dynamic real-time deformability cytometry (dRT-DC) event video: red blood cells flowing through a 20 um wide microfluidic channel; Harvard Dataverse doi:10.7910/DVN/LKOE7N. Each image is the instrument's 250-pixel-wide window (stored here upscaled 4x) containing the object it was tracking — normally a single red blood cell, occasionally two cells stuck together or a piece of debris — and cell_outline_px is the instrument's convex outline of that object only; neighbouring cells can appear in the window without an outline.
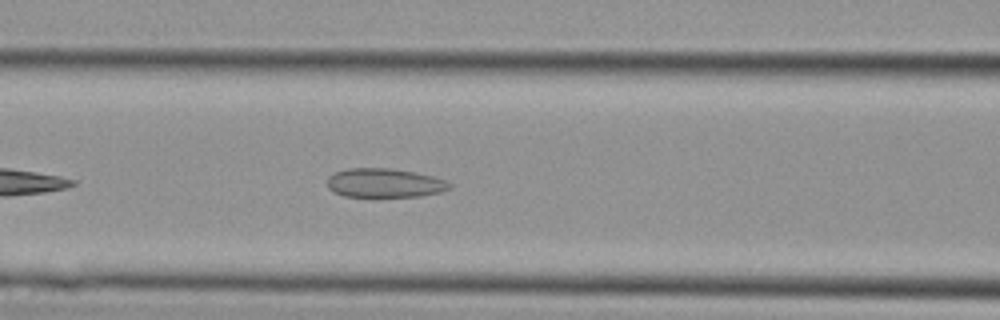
{"species": "Egyptian fruit bat (a non-hibernating species)", "species_latin": "Rousettus aegyptiacus", "temperature_condition": "cold", "stored_images_in_passage": 26, "camera_frame_rate_fps": 3000, "um_per_image_px": 0.085, "animal": {"sex": "female"}, "frame": {"image": 1, "passage_image": 7, "time_ms": 2.0, "image_size_px": [1000, 320], "cell_outline_px": [[452, 188], [440, 192], [420, 196], [344, 196], [332, 192], [328, 188], [328, 176], [336, 172], [348, 168], [392, 168], [432, 176], [444, 180], [452, 184]], "centroid_in_image_um": [32.67, 15.55], "position_along_channel_um": 133.9, "area_um2": 20.58}}
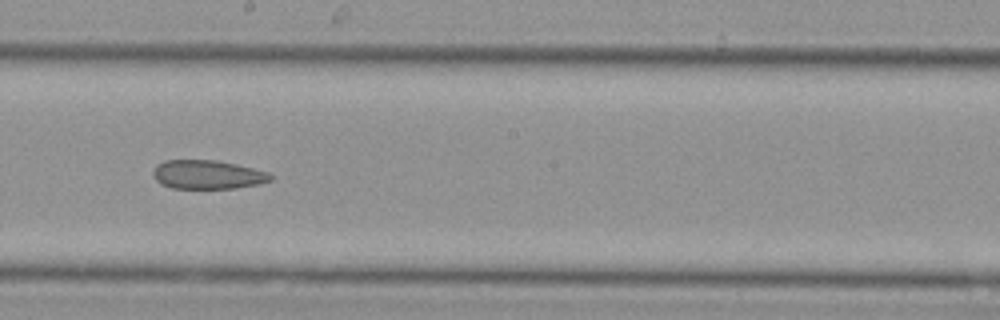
{"frame": {"image": 2, "passage_image": 12, "time_ms": 3.667, "image_size_px": [1000, 320], "cell_outline_px": [[272, 180], [256, 184], [236, 188], [172, 188], [160, 184], [152, 176], [152, 172], [156, 164], [164, 160], [216, 160], [236, 164], [268, 172], [272, 176]], "centroid_in_image_um": [17.59, 14.83], "position_along_channel_um": 230.6, "area_um2": 19.77}}
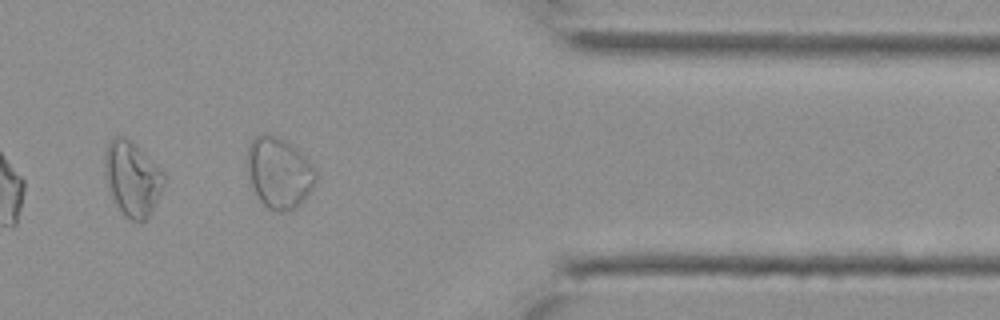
{"frame": {"image": 3, "passage_image": 21, "time_ms": 6.667, "image_size_px": [1000, 320], "cell_outline_px": [[164, 184], [148, 216], [140, 224], [132, 220], [116, 204], [108, 188], [104, 176], [104, 148], [108, 140], [112, 136], [124, 136], [136, 144], [164, 172]], "centroid_in_image_um": [11.2, 15.1], "position_along_channel_um": 400.2, "area_um2": 25.72}}